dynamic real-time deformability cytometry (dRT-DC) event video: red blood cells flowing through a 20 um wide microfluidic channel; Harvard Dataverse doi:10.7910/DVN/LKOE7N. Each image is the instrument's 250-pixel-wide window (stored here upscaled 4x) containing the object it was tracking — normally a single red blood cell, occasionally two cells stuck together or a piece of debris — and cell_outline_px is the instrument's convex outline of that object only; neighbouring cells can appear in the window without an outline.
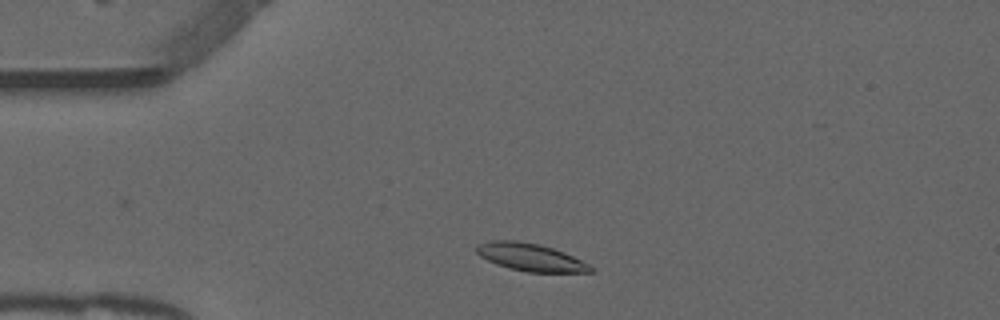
{"species": "common noctule bat (a hibernating species)", "species_latin": "Nyctalus noctula", "temperature_condition": "warm", "stored_images_in_passage": 45, "camera_frame_rate_fps": 3000, "um_per_image_px": 0.085, "animal": {"sex": "male", "forearm_length_mm": 52.5}, "frame": {"image": 1, "passage_image": 4, "time_ms": 1.0, "image_size_px": [1000, 320], "cell_outline_px": [[596, 268], [592, 272], [528, 272], [508, 268], [496, 264], [480, 256], [476, 252], [476, 248], [480, 244], [492, 240], [516, 240], [536, 244], [552, 248], [564, 252]], "centroid_in_image_um": [45.1, 21.87], "position_along_channel_um": 39.9, "area_um2": 18.15}}
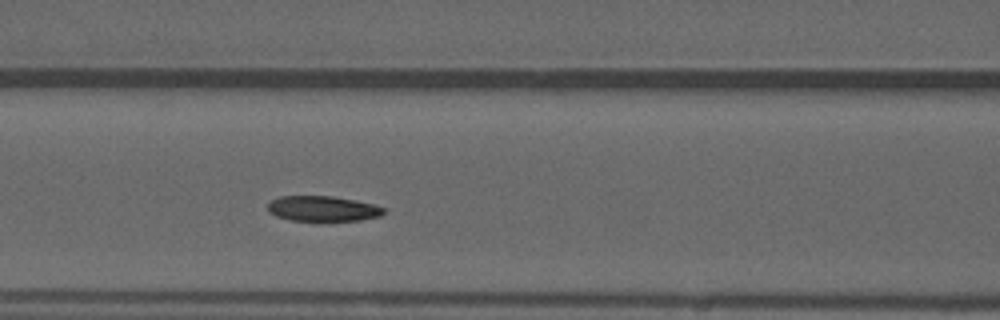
{"frame": {"image": 2, "passage_image": 14, "time_ms": 4.333, "image_size_px": [1000, 320], "cell_outline_px": [[384, 212], [380, 216], [360, 220], [320, 224], [288, 220], [276, 216], [268, 212], [268, 200], [280, 196], [332, 196], [372, 204], [384, 208]], "centroid_in_image_um": [27.36, 17.79], "position_along_channel_um": 139.2, "area_um2": 17.98}}
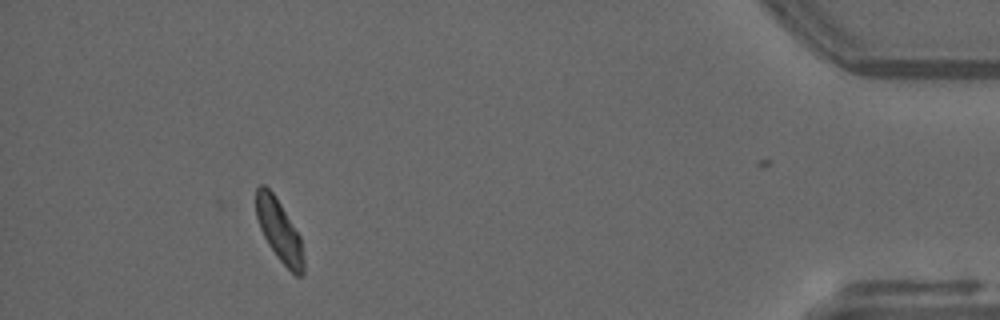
{"frame": {"image": 3, "passage_image": 40, "time_ms": 13.0, "image_size_px": [1000, 320], "cell_outline_px": [[304, 272], [300, 276], [296, 276], [276, 256], [268, 244], [260, 228], [256, 216], [256, 188], [260, 184], [264, 184], [272, 192], [280, 204], [300, 236], [304, 260]], "centroid_in_image_um": [23.73, 19.6], "position_along_channel_um": 411.5, "area_um2": 16.88}, "authors_computed_cell_mechanics": {"area_um2": 18.0914, "velocity_mm_per_s": 3.8665, "shape_relaxation_time_tau1_ms": 3.9085, "shape_relaxation_time_tau2_ms": null, "deformation_change_tau1": 0.1327, "deformation_change_tau2": null}}